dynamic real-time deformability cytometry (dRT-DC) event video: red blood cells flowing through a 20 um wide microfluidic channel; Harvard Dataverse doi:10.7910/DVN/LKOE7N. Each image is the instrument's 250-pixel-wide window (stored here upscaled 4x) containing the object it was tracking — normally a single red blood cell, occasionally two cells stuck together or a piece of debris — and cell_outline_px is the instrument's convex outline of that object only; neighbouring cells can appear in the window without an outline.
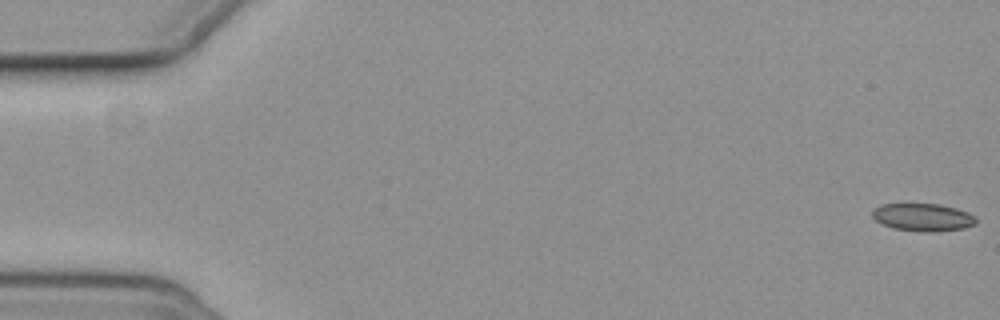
{"species": "common noctule bat (a hibernating species)", "species_latin": "Nyctalus noctula", "temperature_condition": "cold", "stored_images_in_passage": 19, "camera_frame_rate_fps": 3000, "um_per_image_px": 0.085, "animal": {"sex": "female", "body_mass_g": 19.3, "forearm_length_mm": 54.1}, "frame": {"image": 1, "passage_image": 1, "time_ms": 0.0, "image_size_px": [1000, 320], "cell_outline_px": [[976, 224], [964, 228], [936, 232], [928, 232], [892, 228], [876, 220], [872, 216], [872, 212], [880, 204], [940, 204], [956, 208], [968, 212], [976, 216]], "centroid_in_image_um": [78.49, 18.47], "position_along_channel_um": 6.5, "area_um2": 16.7}}
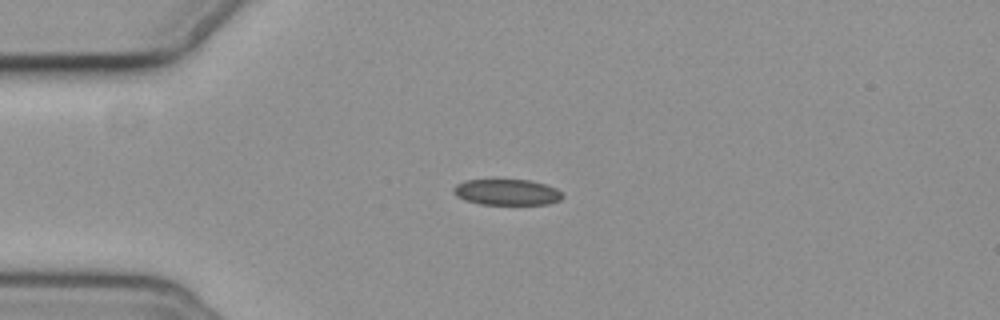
{"frame": {"image": 2, "passage_image": 15, "time_ms": 4.667, "image_size_px": [1000, 320], "cell_outline_px": [[564, 196], [560, 200], [548, 204], [480, 204], [464, 200], [456, 196], [452, 192], [452, 188], [456, 184], [464, 180], [496, 176], [528, 180], [544, 184], [556, 188]], "centroid_in_image_um": [42.99, 16.27], "position_along_channel_um": 42.0, "area_um2": 17.4}}